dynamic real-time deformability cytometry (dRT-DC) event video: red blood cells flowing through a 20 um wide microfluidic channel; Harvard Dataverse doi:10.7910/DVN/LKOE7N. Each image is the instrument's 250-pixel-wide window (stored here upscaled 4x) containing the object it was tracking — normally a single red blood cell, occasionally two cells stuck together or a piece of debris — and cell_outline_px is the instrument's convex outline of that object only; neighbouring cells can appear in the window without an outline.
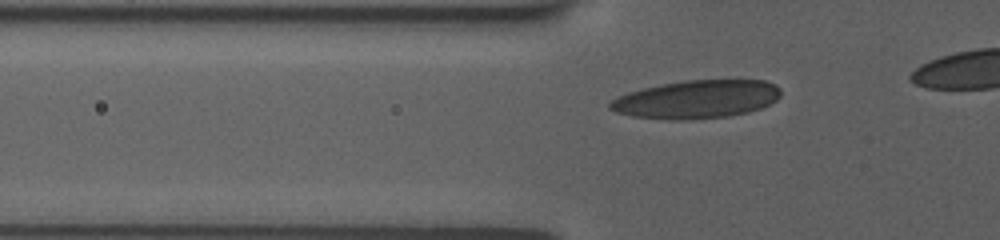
{"species": "human", "species_latin": "Homo sapiens", "temperature_condition": "room temperature", "stored_images_in_passage": 29, "camera_frame_rate_fps": 3000, "um_per_image_px": 0.085, "donor": {"sex": "female"}, "frame": {"image": 1, "passage_image": 3, "time_ms": 0.667, "image_size_px": [1000, 240], "cell_outline_px": [[780, 96], [776, 100], [760, 108], [748, 112], [728, 116], [688, 120], [668, 120], [632, 116], [616, 112], [608, 108], [608, 104], [616, 96], [628, 92], [660, 84], [684, 80], [764, 80], [776, 84], [780, 88]], "centroid_in_image_um": [59.19, 8.44], "position_along_channel_um": 66.6, "area_um2": 38.21}}
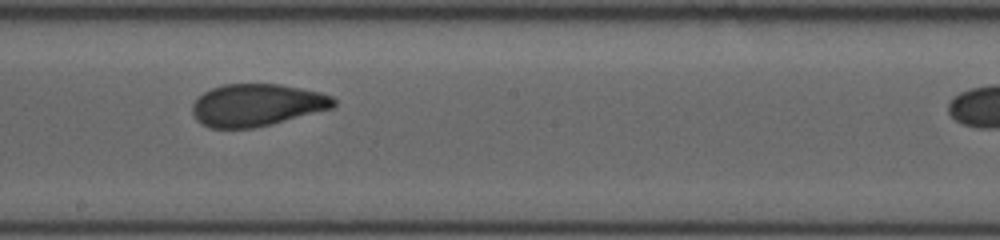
{"frame": {"image": 2, "passage_image": 14, "time_ms": 5.0, "image_size_px": [1000, 240], "cell_outline_px": [[336, 104], [332, 108], [252, 128], [208, 128], [200, 124], [196, 120], [192, 112], [192, 104], [204, 92], [212, 88], [224, 84], [280, 84], [320, 92], [332, 96], [336, 100]], "centroid_in_image_um": [21.79, 8.92], "position_along_channel_um": 226.4, "area_um2": 34.56}}
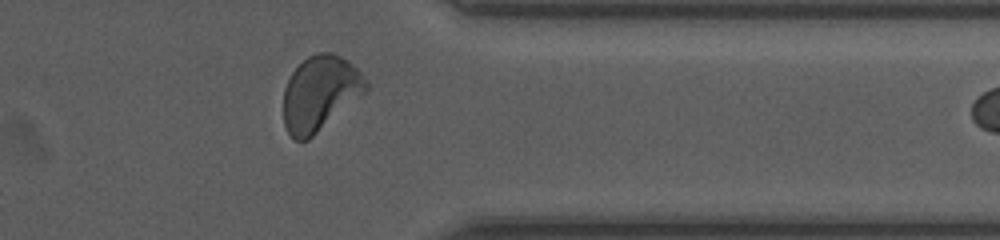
{"frame": {"image": 3, "passage_image": 27, "time_ms": 9.333, "image_size_px": [1000, 240], "cell_outline_px": [[368, 88], [360, 96], [308, 140], [296, 140], [288, 132], [284, 124], [284, 88], [292, 72], [308, 56], [316, 52], [332, 52], [348, 60], [360, 72], [368, 84]], "centroid_in_image_um": [27.18, 7.91], "position_along_channel_um": 384.2, "area_um2": 35.49}, "authors_computed_cell_mechanics": {"area_um2": 35.0846, "velocity_mm_per_s": 3.7674, "shape_relaxation_time_tau1_ms": 7.4754, "shape_relaxation_time_tau2_ms": 1.0978, "deformation_change_tau1": 0.1941, "deformation_change_tau2": 0.068}}